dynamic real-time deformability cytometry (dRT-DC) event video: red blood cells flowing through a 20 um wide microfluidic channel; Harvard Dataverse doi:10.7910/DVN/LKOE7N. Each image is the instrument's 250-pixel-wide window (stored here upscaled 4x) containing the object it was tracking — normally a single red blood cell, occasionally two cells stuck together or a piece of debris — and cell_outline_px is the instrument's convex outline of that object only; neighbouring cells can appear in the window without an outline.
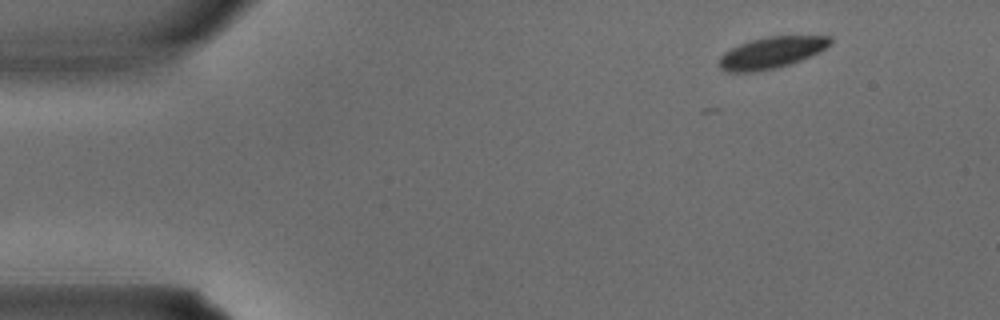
{"species": "common noctule bat (a hibernating species)", "species_latin": "Nyctalus noctula", "temperature_condition": "warm", "stored_images_in_passage": 3, "camera_frame_rate_fps": 3000, "um_per_image_px": 0.085, "animal": {"sex": "male", "body_mass_g": 15.6}, "frame": {"image": 1, "passage_image": 1, "time_ms": 0.0, "image_size_px": [1000, 320], "cell_outline_px": [[832, 40], [820, 52], [800, 60], [776, 68], [756, 72], [728, 72], [720, 68], [720, 56], [724, 52], [740, 44], [764, 36], [832, 36]], "centroid_in_image_um": [65.56, 4.47], "position_along_channel_um": 19.4, "area_um2": 20.17}}
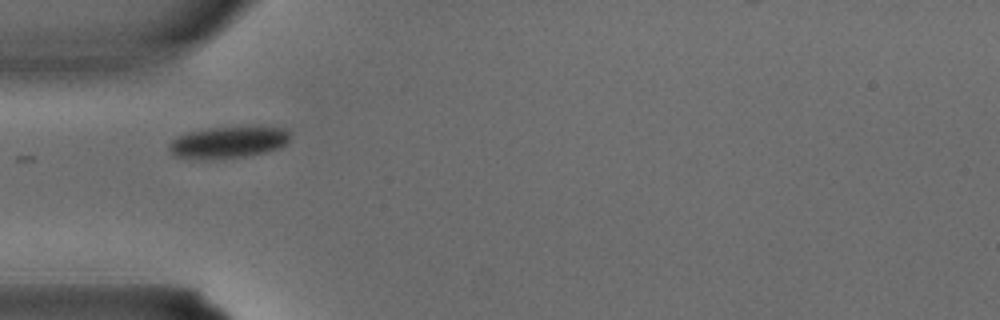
{"frame": {"image": 2, "passage_image": 3, "time_ms": 0.667, "image_size_px": [1000, 320], "cell_outline_px": [[288, 140], [280, 148], [248, 156], [208, 160], [192, 160], [172, 156], [168, 148], [168, 144], [172, 140], [188, 132], [208, 128], [260, 124], [284, 128], [288, 132]], "centroid_in_image_um": [19.38, 12.08], "position_along_channel_um": 65.6, "area_um2": 23.29}}